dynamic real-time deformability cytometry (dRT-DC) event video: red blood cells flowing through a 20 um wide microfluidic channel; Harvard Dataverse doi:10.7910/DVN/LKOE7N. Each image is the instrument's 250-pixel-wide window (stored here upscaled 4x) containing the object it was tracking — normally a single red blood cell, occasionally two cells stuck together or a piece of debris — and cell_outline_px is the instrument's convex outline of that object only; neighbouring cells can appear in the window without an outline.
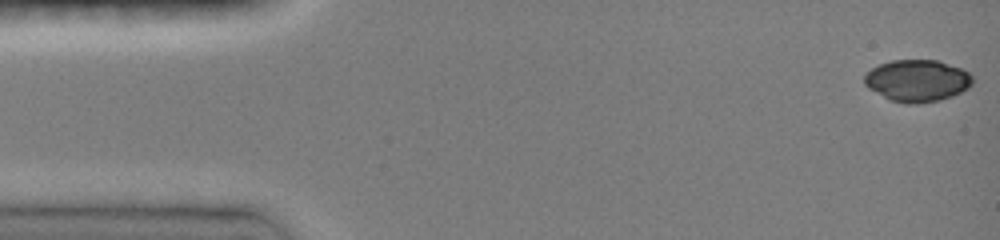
{"species": "common noctule bat (a hibernating species)", "species_latin": "Nyctalus noctula", "temperature_condition": "room temperature", "stored_images_in_passage": 47, "camera_frame_rate_fps": 3000, "um_per_image_px": 0.085, "animal": {"sex": "female", "body_mass_g": 19.0, "forearm_length_mm": 51.5}, "frame": {"image": 1, "passage_image": 1, "time_ms": 0.0, "image_size_px": [1000, 240], "cell_outline_px": [[972, 84], [968, 88], [952, 96], [940, 100], [916, 104], [904, 104], [892, 100], [868, 88], [864, 84], [864, 76], [872, 68], [880, 64], [892, 60], [936, 60], [960, 68], [968, 72], [972, 76]], "centroid_in_image_um": [77.96, 6.86], "position_along_channel_um": 7.0, "area_um2": 26.24}}
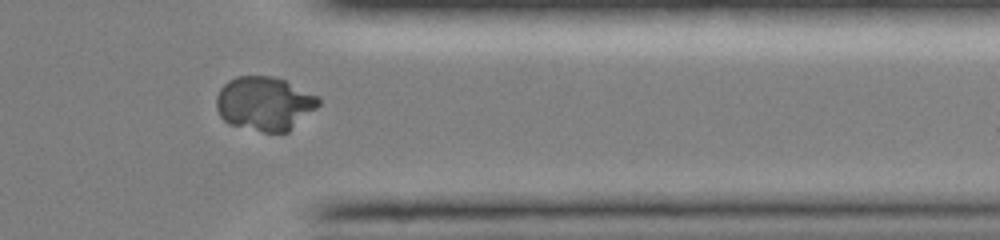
{"frame": {"image": 2, "passage_image": 38, "time_ms": 12.333, "image_size_px": [1000, 240], "cell_outline_px": [[320, 104], [316, 108], [288, 132], [264, 132], [228, 124], [220, 116], [216, 108], [216, 96], [220, 88], [228, 80], [236, 76], [272, 76], [284, 80], [316, 96], [320, 100]], "centroid_in_image_um": [22.44, 8.8], "position_along_channel_um": 389.0, "area_um2": 31.96}}
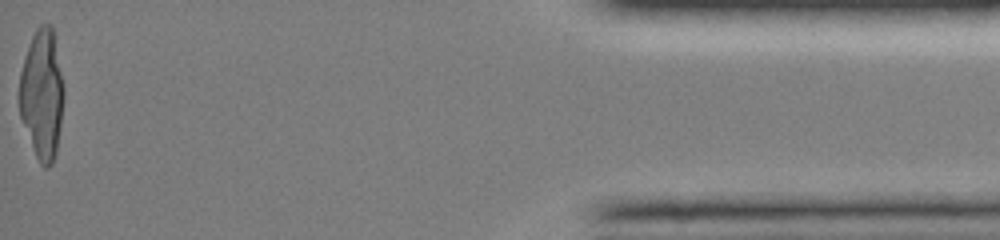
{"frame": {"image": 3, "passage_image": 47, "time_ms": 15.333, "image_size_px": [1000, 240], "cell_outline_px": [[64, 96], [56, 152], [52, 164], [48, 168], [44, 168], [40, 164], [36, 156], [20, 116], [20, 72], [32, 36], [36, 28], [40, 24], [52, 24], [64, 88]], "centroid_in_image_um": [3.58, 8.01], "position_along_channel_um": 431.6, "area_um2": 33.23}}